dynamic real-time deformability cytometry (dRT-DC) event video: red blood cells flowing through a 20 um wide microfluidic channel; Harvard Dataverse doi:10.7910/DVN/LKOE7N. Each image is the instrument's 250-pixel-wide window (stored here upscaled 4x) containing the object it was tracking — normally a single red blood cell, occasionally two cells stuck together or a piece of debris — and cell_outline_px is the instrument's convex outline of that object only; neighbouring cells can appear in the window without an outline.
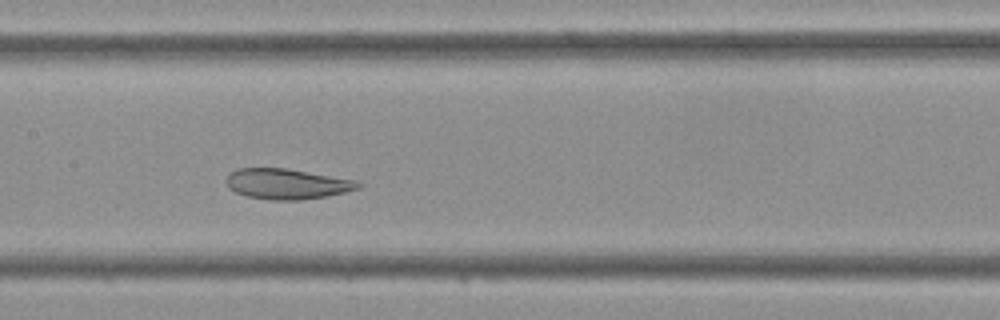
{"species": "Egyptian fruit bat (a non-hibernating species)", "species_latin": "Rousettus aegyptiacus", "temperature_condition": "cold", "stored_images_in_passage": 38, "camera_frame_rate_fps": 3000, "um_per_image_px": 0.085, "frame": {"image": 1, "passage_image": 16, "time_ms": 5.0, "image_size_px": [1000, 320], "cell_outline_px": [[364, 184], [360, 188], [328, 196], [300, 200], [272, 200], [248, 196], [236, 192], [228, 188], [228, 176], [236, 168], [288, 168], [356, 180]], "centroid_in_image_um": [24.44, 15.63], "position_along_channel_um": 183.0, "area_um2": 23.35}}
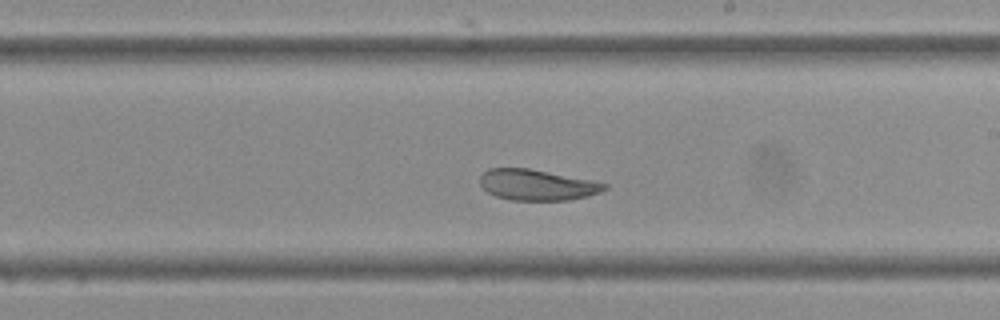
{"frame": {"image": 2, "passage_image": 20, "time_ms": 6.333, "image_size_px": [1000, 320], "cell_outline_px": [[608, 188], [600, 192], [588, 196], [568, 200], [512, 200], [496, 196], [488, 192], [480, 184], [480, 176], [488, 168], [528, 168], [592, 180], [608, 184]], "centroid_in_image_um": [45.66, 15.71], "position_along_channel_um": 243.3, "area_um2": 22.31}}
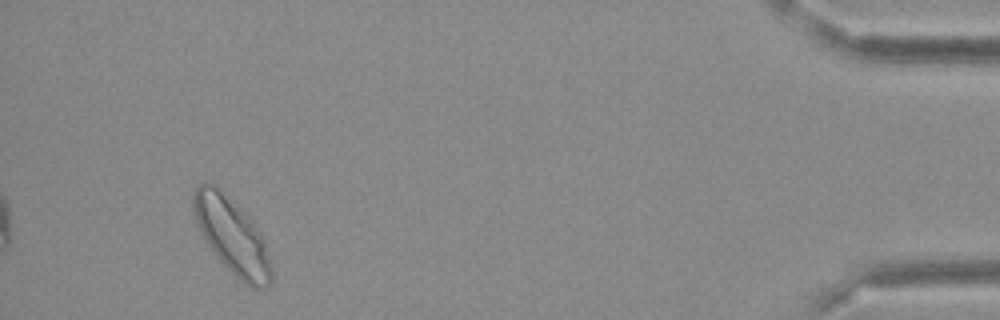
{"frame": {"image": 3, "passage_image": 36, "time_ms": 11.667, "image_size_px": [1000, 320], "cell_outline_px": [[272, 280], [264, 288], [248, 288], [216, 256], [200, 232], [196, 224], [192, 208], [192, 196], [196, 188], [204, 180], [212, 184], [248, 212], [256, 224], [260, 232], [264, 244], [272, 272]], "centroid_in_image_um": [19.7, 20.02], "position_along_channel_um": 415.5, "area_um2": 34.45}}